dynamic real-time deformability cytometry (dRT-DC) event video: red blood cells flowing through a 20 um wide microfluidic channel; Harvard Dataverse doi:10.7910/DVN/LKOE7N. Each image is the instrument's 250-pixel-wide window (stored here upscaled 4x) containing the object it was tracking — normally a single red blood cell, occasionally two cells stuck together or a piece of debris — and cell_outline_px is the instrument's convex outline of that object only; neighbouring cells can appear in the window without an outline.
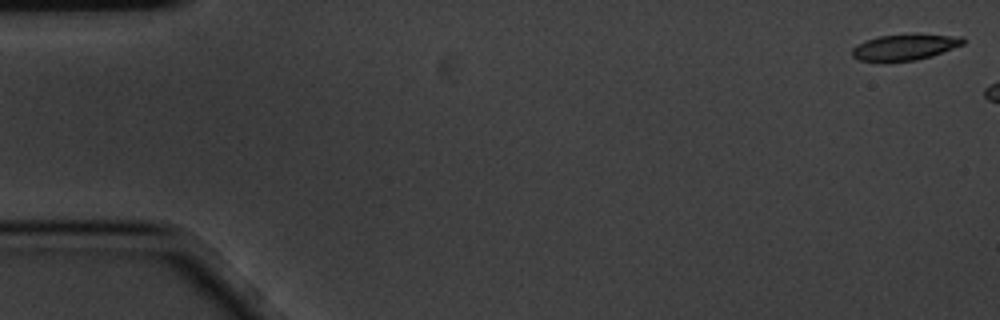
{"species": "common noctule bat (a hibernating species)", "species_latin": "Nyctalus noctula", "temperature_condition": "cold", "stored_images_in_passage": 3, "camera_frame_rate_fps": 3000, "um_per_image_px": 0.085, "animal": {"sex": "male", "body_mass_g": 20.1, "forearm_length_mm": 53.5}, "frame": {"image": 1, "passage_image": 1, "time_ms": 0.0, "image_size_px": [1000, 320], "cell_outline_px": [[964, 44], [932, 56], [916, 60], [880, 64], [860, 60], [852, 56], [852, 48], [856, 44], [864, 40], [880, 36], [916, 32], [964, 36]], "centroid_in_image_um": [76.89, 4.0], "position_along_channel_um": 8.1, "area_um2": 17.92}}